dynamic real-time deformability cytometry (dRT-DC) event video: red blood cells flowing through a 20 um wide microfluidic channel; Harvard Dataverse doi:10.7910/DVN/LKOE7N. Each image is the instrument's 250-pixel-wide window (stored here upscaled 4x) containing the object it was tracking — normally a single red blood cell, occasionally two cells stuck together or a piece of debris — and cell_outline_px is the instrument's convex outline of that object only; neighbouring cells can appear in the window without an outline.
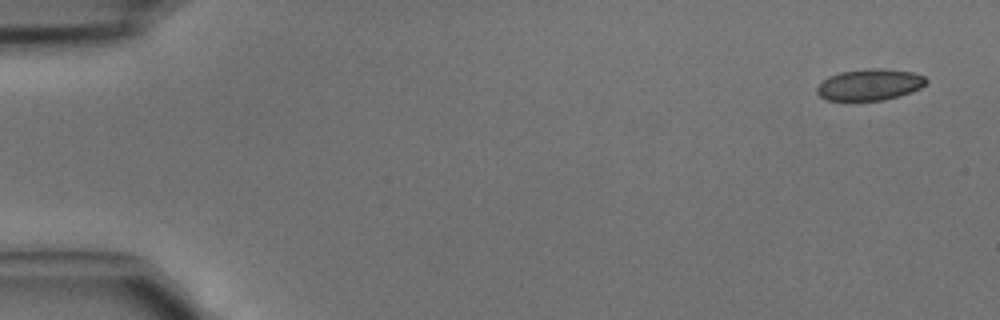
{"species": "common noctule bat (a hibernating species)", "species_latin": "Nyctalus noctula", "temperature_condition": "cold", "stored_images_in_passage": 3, "camera_frame_rate_fps": 3000, "um_per_image_px": 0.085, "animal": {"sex": "male", "body_mass_g": 15.6}, "frame": {"image": 1, "passage_image": 1, "time_ms": 0.0, "image_size_px": [1000, 320], "cell_outline_px": [[928, 80], [920, 88], [912, 92], [884, 100], [828, 100], [820, 96], [816, 92], [816, 88], [828, 76], [840, 72], [868, 68], [880, 68], [912, 72], [924, 76]], "centroid_in_image_um": [73.92, 7.19], "position_along_channel_um": 11.1, "area_um2": 19.88}}
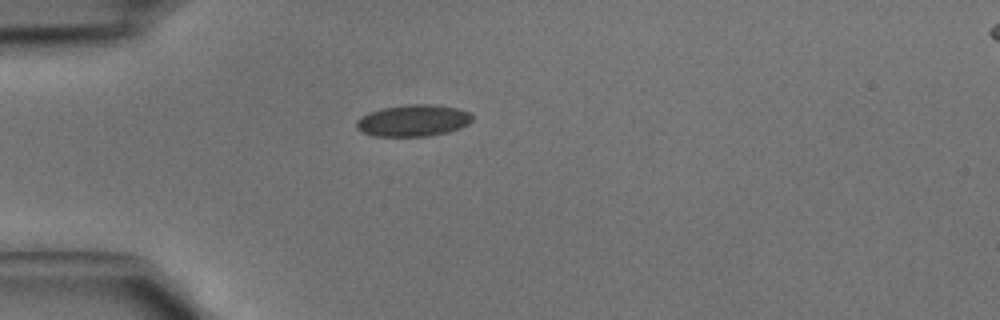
{"frame": {"image": 2, "passage_image": 3, "time_ms": 0.667, "image_size_px": [1000, 320], "cell_outline_px": [[472, 120], [468, 124], [460, 128], [448, 132], [428, 136], [372, 136], [360, 132], [356, 128], [356, 120], [360, 116], [368, 112], [380, 108], [408, 104], [432, 104], [456, 108], [468, 112], [472, 116]], "centroid_in_image_um": [35.06, 10.25], "position_along_channel_um": 49.9, "area_um2": 21.62}}